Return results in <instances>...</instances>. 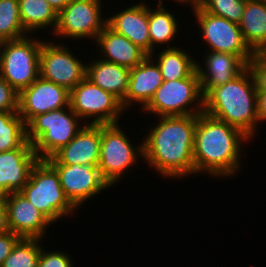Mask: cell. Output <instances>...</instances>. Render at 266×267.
Segmentation results:
<instances>
[{
    "mask_svg": "<svg viewBox=\"0 0 266 267\" xmlns=\"http://www.w3.org/2000/svg\"><path fill=\"white\" fill-rule=\"evenodd\" d=\"M197 115L158 117L143 139V159L160 176H195L194 138ZM152 129V130H151Z\"/></svg>",
    "mask_w": 266,
    "mask_h": 267,
    "instance_id": "1",
    "label": "cell"
},
{
    "mask_svg": "<svg viewBox=\"0 0 266 267\" xmlns=\"http://www.w3.org/2000/svg\"><path fill=\"white\" fill-rule=\"evenodd\" d=\"M249 140L241 130L226 122L205 112L197 115L193 150L195 174L206 172L222 179L234 177L242 167L241 148Z\"/></svg>",
    "mask_w": 266,
    "mask_h": 267,
    "instance_id": "2",
    "label": "cell"
},
{
    "mask_svg": "<svg viewBox=\"0 0 266 267\" xmlns=\"http://www.w3.org/2000/svg\"><path fill=\"white\" fill-rule=\"evenodd\" d=\"M257 90L248 67L233 80L204 96L206 114L241 130L250 139L258 130Z\"/></svg>",
    "mask_w": 266,
    "mask_h": 267,
    "instance_id": "3",
    "label": "cell"
},
{
    "mask_svg": "<svg viewBox=\"0 0 266 267\" xmlns=\"http://www.w3.org/2000/svg\"><path fill=\"white\" fill-rule=\"evenodd\" d=\"M70 105L33 117L26 124V138L39 160L52 157L84 127Z\"/></svg>",
    "mask_w": 266,
    "mask_h": 267,
    "instance_id": "4",
    "label": "cell"
},
{
    "mask_svg": "<svg viewBox=\"0 0 266 267\" xmlns=\"http://www.w3.org/2000/svg\"><path fill=\"white\" fill-rule=\"evenodd\" d=\"M20 193L52 223L70 217L77 209L66 197L56 170L46 160H38L33 166Z\"/></svg>",
    "mask_w": 266,
    "mask_h": 267,
    "instance_id": "5",
    "label": "cell"
},
{
    "mask_svg": "<svg viewBox=\"0 0 266 267\" xmlns=\"http://www.w3.org/2000/svg\"><path fill=\"white\" fill-rule=\"evenodd\" d=\"M203 110L204 95L195 70L189 77L163 81L141 111H144V114L164 117L199 115Z\"/></svg>",
    "mask_w": 266,
    "mask_h": 267,
    "instance_id": "6",
    "label": "cell"
},
{
    "mask_svg": "<svg viewBox=\"0 0 266 267\" xmlns=\"http://www.w3.org/2000/svg\"><path fill=\"white\" fill-rule=\"evenodd\" d=\"M28 34L3 41L0 52V77L18 93L29 87L39 76L40 51L43 40Z\"/></svg>",
    "mask_w": 266,
    "mask_h": 267,
    "instance_id": "7",
    "label": "cell"
},
{
    "mask_svg": "<svg viewBox=\"0 0 266 267\" xmlns=\"http://www.w3.org/2000/svg\"><path fill=\"white\" fill-rule=\"evenodd\" d=\"M114 124H101V146L98 168L102 178L111 186L135 166L138 158H143V142L133 146L130 137Z\"/></svg>",
    "mask_w": 266,
    "mask_h": 267,
    "instance_id": "8",
    "label": "cell"
},
{
    "mask_svg": "<svg viewBox=\"0 0 266 267\" xmlns=\"http://www.w3.org/2000/svg\"><path fill=\"white\" fill-rule=\"evenodd\" d=\"M69 105L84 124L119 123L125 113L117 97L86 77L70 91Z\"/></svg>",
    "mask_w": 266,
    "mask_h": 267,
    "instance_id": "9",
    "label": "cell"
},
{
    "mask_svg": "<svg viewBox=\"0 0 266 267\" xmlns=\"http://www.w3.org/2000/svg\"><path fill=\"white\" fill-rule=\"evenodd\" d=\"M102 0H70L68 5L57 14L54 35L63 40L67 36L84 40H96L99 33L107 26V19L102 14Z\"/></svg>",
    "mask_w": 266,
    "mask_h": 267,
    "instance_id": "10",
    "label": "cell"
},
{
    "mask_svg": "<svg viewBox=\"0 0 266 267\" xmlns=\"http://www.w3.org/2000/svg\"><path fill=\"white\" fill-rule=\"evenodd\" d=\"M192 10L200 26L202 43L208 45L206 51L238 55L246 64L252 59L254 52L245 42L239 24L205 12L200 7Z\"/></svg>",
    "mask_w": 266,
    "mask_h": 267,
    "instance_id": "11",
    "label": "cell"
},
{
    "mask_svg": "<svg viewBox=\"0 0 266 267\" xmlns=\"http://www.w3.org/2000/svg\"><path fill=\"white\" fill-rule=\"evenodd\" d=\"M43 40L40 51V77L70 92L85 78L86 63L62 42Z\"/></svg>",
    "mask_w": 266,
    "mask_h": 267,
    "instance_id": "12",
    "label": "cell"
},
{
    "mask_svg": "<svg viewBox=\"0 0 266 267\" xmlns=\"http://www.w3.org/2000/svg\"><path fill=\"white\" fill-rule=\"evenodd\" d=\"M51 166L59 176L66 197L77 209L85 201L110 188V185L102 178L98 166L84 164Z\"/></svg>",
    "mask_w": 266,
    "mask_h": 267,
    "instance_id": "13",
    "label": "cell"
},
{
    "mask_svg": "<svg viewBox=\"0 0 266 267\" xmlns=\"http://www.w3.org/2000/svg\"><path fill=\"white\" fill-rule=\"evenodd\" d=\"M70 92L40 76L18 93V114L27 124L33 117L69 106Z\"/></svg>",
    "mask_w": 266,
    "mask_h": 267,
    "instance_id": "14",
    "label": "cell"
},
{
    "mask_svg": "<svg viewBox=\"0 0 266 267\" xmlns=\"http://www.w3.org/2000/svg\"><path fill=\"white\" fill-rule=\"evenodd\" d=\"M7 208V224L21 238L43 239L47 226L53 224L20 192L8 193L5 198Z\"/></svg>",
    "mask_w": 266,
    "mask_h": 267,
    "instance_id": "15",
    "label": "cell"
},
{
    "mask_svg": "<svg viewBox=\"0 0 266 267\" xmlns=\"http://www.w3.org/2000/svg\"><path fill=\"white\" fill-rule=\"evenodd\" d=\"M100 146L101 124L87 123L66 146L46 161L50 165L98 166Z\"/></svg>",
    "mask_w": 266,
    "mask_h": 267,
    "instance_id": "16",
    "label": "cell"
},
{
    "mask_svg": "<svg viewBox=\"0 0 266 267\" xmlns=\"http://www.w3.org/2000/svg\"><path fill=\"white\" fill-rule=\"evenodd\" d=\"M205 53L203 66L196 60V70L204 96L212 88L233 80L247 68V64L238 55L214 51Z\"/></svg>",
    "mask_w": 266,
    "mask_h": 267,
    "instance_id": "17",
    "label": "cell"
},
{
    "mask_svg": "<svg viewBox=\"0 0 266 267\" xmlns=\"http://www.w3.org/2000/svg\"><path fill=\"white\" fill-rule=\"evenodd\" d=\"M161 70L153 56L148 55L139 65L130 69L128 89L121 101L124 110L139 104L143 109L163 83Z\"/></svg>",
    "mask_w": 266,
    "mask_h": 267,
    "instance_id": "18",
    "label": "cell"
},
{
    "mask_svg": "<svg viewBox=\"0 0 266 267\" xmlns=\"http://www.w3.org/2000/svg\"><path fill=\"white\" fill-rule=\"evenodd\" d=\"M130 6L110 15L107 25L150 55L148 4L144 1Z\"/></svg>",
    "mask_w": 266,
    "mask_h": 267,
    "instance_id": "19",
    "label": "cell"
},
{
    "mask_svg": "<svg viewBox=\"0 0 266 267\" xmlns=\"http://www.w3.org/2000/svg\"><path fill=\"white\" fill-rule=\"evenodd\" d=\"M38 160L33 148L0 152V186L7 193L20 192Z\"/></svg>",
    "mask_w": 266,
    "mask_h": 267,
    "instance_id": "20",
    "label": "cell"
},
{
    "mask_svg": "<svg viewBox=\"0 0 266 267\" xmlns=\"http://www.w3.org/2000/svg\"><path fill=\"white\" fill-rule=\"evenodd\" d=\"M95 42L101 52L100 59L129 69L139 65L148 56L144 50L108 25L99 33Z\"/></svg>",
    "mask_w": 266,
    "mask_h": 267,
    "instance_id": "21",
    "label": "cell"
},
{
    "mask_svg": "<svg viewBox=\"0 0 266 267\" xmlns=\"http://www.w3.org/2000/svg\"><path fill=\"white\" fill-rule=\"evenodd\" d=\"M85 77L122 101L128 89L130 69L97 58L86 64Z\"/></svg>",
    "mask_w": 266,
    "mask_h": 267,
    "instance_id": "22",
    "label": "cell"
},
{
    "mask_svg": "<svg viewBox=\"0 0 266 267\" xmlns=\"http://www.w3.org/2000/svg\"><path fill=\"white\" fill-rule=\"evenodd\" d=\"M164 1H158L156 8H150L148 5V22H149V37H150V56L154 57L155 50L160 44L164 48H175L170 44L178 34L179 22L176 15L171 13L165 7ZM158 44V45H157ZM165 44L166 47L163 45Z\"/></svg>",
    "mask_w": 266,
    "mask_h": 267,
    "instance_id": "23",
    "label": "cell"
},
{
    "mask_svg": "<svg viewBox=\"0 0 266 267\" xmlns=\"http://www.w3.org/2000/svg\"><path fill=\"white\" fill-rule=\"evenodd\" d=\"M239 28L245 42L255 53L266 49V3L246 0Z\"/></svg>",
    "mask_w": 266,
    "mask_h": 267,
    "instance_id": "24",
    "label": "cell"
},
{
    "mask_svg": "<svg viewBox=\"0 0 266 267\" xmlns=\"http://www.w3.org/2000/svg\"><path fill=\"white\" fill-rule=\"evenodd\" d=\"M19 14L24 30L33 34L43 29L52 28L54 33L57 25V13L46 0H18Z\"/></svg>",
    "mask_w": 266,
    "mask_h": 267,
    "instance_id": "25",
    "label": "cell"
},
{
    "mask_svg": "<svg viewBox=\"0 0 266 267\" xmlns=\"http://www.w3.org/2000/svg\"><path fill=\"white\" fill-rule=\"evenodd\" d=\"M154 57L164 81L189 77L196 70V60L181 48H163ZM157 59V60H156Z\"/></svg>",
    "mask_w": 266,
    "mask_h": 267,
    "instance_id": "26",
    "label": "cell"
},
{
    "mask_svg": "<svg viewBox=\"0 0 266 267\" xmlns=\"http://www.w3.org/2000/svg\"><path fill=\"white\" fill-rule=\"evenodd\" d=\"M17 112H0V152L33 148L26 138V124Z\"/></svg>",
    "mask_w": 266,
    "mask_h": 267,
    "instance_id": "27",
    "label": "cell"
},
{
    "mask_svg": "<svg viewBox=\"0 0 266 267\" xmlns=\"http://www.w3.org/2000/svg\"><path fill=\"white\" fill-rule=\"evenodd\" d=\"M42 239L21 238L0 267H37Z\"/></svg>",
    "mask_w": 266,
    "mask_h": 267,
    "instance_id": "28",
    "label": "cell"
},
{
    "mask_svg": "<svg viewBox=\"0 0 266 267\" xmlns=\"http://www.w3.org/2000/svg\"><path fill=\"white\" fill-rule=\"evenodd\" d=\"M28 35L24 30L18 0H0V38L9 41Z\"/></svg>",
    "mask_w": 266,
    "mask_h": 267,
    "instance_id": "29",
    "label": "cell"
},
{
    "mask_svg": "<svg viewBox=\"0 0 266 267\" xmlns=\"http://www.w3.org/2000/svg\"><path fill=\"white\" fill-rule=\"evenodd\" d=\"M246 0H205L200 8L213 15L239 24L244 14Z\"/></svg>",
    "mask_w": 266,
    "mask_h": 267,
    "instance_id": "30",
    "label": "cell"
},
{
    "mask_svg": "<svg viewBox=\"0 0 266 267\" xmlns=\"http://www.w3.org/2000/svg\"><path fill=\"white\" fill-rule=\"evenodd\" d=\"M247 67L253 76L257 92H266V49L255 52Z\"/></svg>",
    "mask_w": 266,
    "mask_h": 267,
    "instance_id": "31",
    "label": "cell"
},
{
    "mask_svg": "<svg viewBox=\"0 0 266 267\" xmlns=\"http://www.w3.org/2000/svg\"><path fill=\"white\" fill-rule=\"evenodd\" d=\"M57 251V252H56ZM47 251L42 247L37 267H74L71 256L63 251Z\"/></svg>",
    "mask_w": 266,
    "mask_h": 267,
    "instance_id": "32",
    "label": "cell"
},
{
    "mask_svg": "<svg viewBox=\"0 0 266 267\" xmlns=\"http://www.w3.org/2000/svg\"><path fill=\"white\" fill-rule=\"evenodd\" d=\"M18 111V92L0 77V112Z\"/></svg>",
    "mask_w": 266,
    "mask_h": 267,
    "instance_id": "33",
    "label": "cell"
},
{
    "mask_svg": "<svg viewBox=\"0 0 266 267\" xmlns=\"http://www.w3.org/2000/svg\"><path fill=\"white\" fill-rule=\"evenodd\" d=\"M20 239L21 237L12 231L0 234V266Z\"/></svg>",
    "mask_w": 266,
    "mask_h": 267,
    "instance_id": "34",
    "label": "cell"
},
{
    "mask_svg": "<svg viewBox=\"0 0 266 267\" xmlns=\"http://www.w3.org/2000/svg\"><path fill=\"white\" fill-rule=\"evenodd\" d=\"M257 115L259 123L266 121V92H257Z\"/></svg>",
    "mask_w": 266,
    "mask_h": 267,
    "instance_id": "35",
    "label": "cell"
},
{
    "mask_svg": "<svg viewBox=\"0 0 266 267\" xmlns=\"http://www.w3.org/2000/svg\"><path fill=\"white\" fill-rule=\"evenodd\" d=\"M8 231L6 202L5 199H0V234Z\"/></svg>",
    "mask_w": 266,
    "mask_h": 267,
    "instance_id": "36",
    "label": "cell"
},
{
    "mask_svg": "<svg viewBox=\"0 0 266 267\" xmlns=\"http://www.w3.org/2000/svg\"><path fill=\"white\" fill-rule=\"evenodd\" d=\"M49 5L53 8V10L58 14L61 10H63L70 0H46Z\"/></svg>",
    "mask_w": 266,
    "mask_h": 267,
    "instance_id": "37",
    "label": "cell"
},
{
    "mask_svg": "<svg viewBox=\"0 0 266 267\" xmlns=\"http://www.w3.org/2000/svg\"><path fill=\"white\" fill-rule=\"evenodd\" d=\"M176 1V3H180L182 5H190L192 6L191 8H195V7H200L201 4L205 1V0H173ZM189 3V4H188Z\"/></svg>",
    "mask_w": 266,
    "mask_h": 267,
    "instance_id": "38",
    "label": "cell"
},
{
    "mask_svg": "<svg viewBox=\"0 0 266 267\" xmlns=\"http://www.w3.org/2000/svg\"><path fill=\"white\" fill-rule=\"evenodd\" d=\"M8 193L0 186V199H5Z\"/></svg>",
    "mask_w": 266,
    "mask_h": 267,
    "instance_id": "39",
    "label": "cell"
},
{
    "mask_svg": "<svg viewBox=\"0 0 266 267\" xmlns=\"http://www.w3.org/2000/svg\"><path fill=\"white\" fill-rule=\"evenodd\" d=\"M3 41L0 38V52H1V47H2Z\"/></svg>",
    "mask_w": 266,
    "mask_h": 267,
    "instance_id": "40",
    "label": "cell"
}]
</instances>
